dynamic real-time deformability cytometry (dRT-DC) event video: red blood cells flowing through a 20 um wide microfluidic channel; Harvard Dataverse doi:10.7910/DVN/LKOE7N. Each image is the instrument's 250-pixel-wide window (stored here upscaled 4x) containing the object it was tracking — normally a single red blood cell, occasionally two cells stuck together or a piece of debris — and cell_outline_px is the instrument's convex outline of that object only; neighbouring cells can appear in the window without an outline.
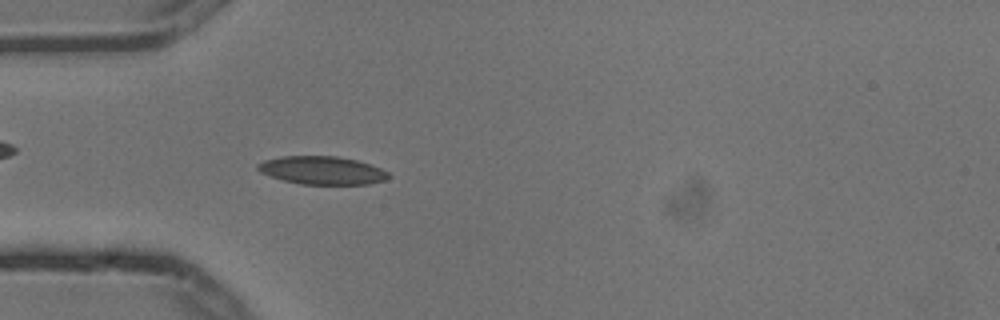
{"species": "common noctule bat (a hibernating species)", "species_latin": "Nyctalus noctula", "temperature_condition": "cold", "stored_images_in_passage": 1, "camera_frame_rate_fps": 3000, "um_per_image_px": 0.085, "animal": {"sex": "male", "body_mass_g": 13.3}, "frame": {"image": 1, "passage_image": 1, "time_ms": 0.0, "image_size_px": [1000, 320], "cell_outline_px": [[388, 176], [384, 180], [368, 184], [300, 184], [284, 180], [260, 172], [256, 168], [256, 164], [264, 160], [280, 156], [336, 156], [356, 160], [380, 168], [388, 172]], "centroid_in_image_um": [27.33, 14.47], "position_along_channel_um": 57.7, "area_um2": 21.21}}